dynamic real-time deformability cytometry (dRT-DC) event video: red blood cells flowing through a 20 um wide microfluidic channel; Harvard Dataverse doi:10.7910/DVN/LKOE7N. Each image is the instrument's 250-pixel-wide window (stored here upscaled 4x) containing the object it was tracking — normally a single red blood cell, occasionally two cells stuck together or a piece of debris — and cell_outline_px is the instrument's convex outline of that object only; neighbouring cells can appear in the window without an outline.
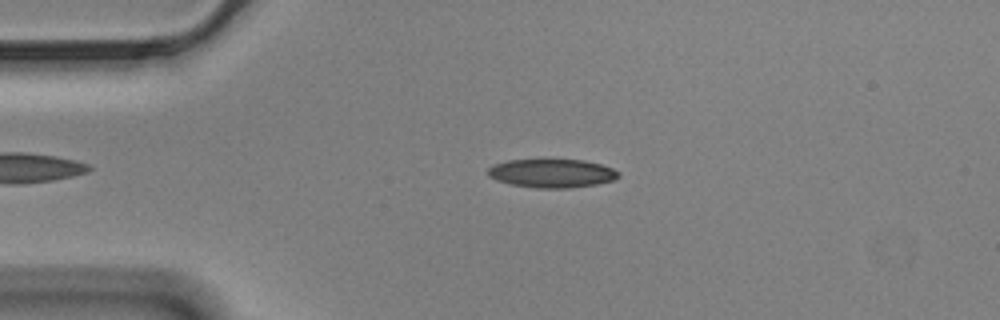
{"species": "Egyptian fruit bat (a non-hibernating species)", "species_latin": "Rousettus aegyptiacus", "temperature_condition": "cold", "stored_images_in_passage": 50, "camera_frame_rate_fps": 3000, "um_per_image_px": 0.085, "animal": {"sex": "male"}, "frame": {"image": 1, "passage_image": 6, "time_ms": 1.667, "image_size_px": [1000, 320], "cell_outline_px": [[620, 176], [612, 180], [596, 184], [568, 188], [536, 188], [512, 184], [488, 176], [488, 168], [492, 164], [508, 160], [544, 156], [584, 160], [600, 164], [612, 168], [620, 172]], "centroid_in_image_um": [46.89, 14.66], "position_along_channel_um": 38.1, "area_um2": 22.66}}
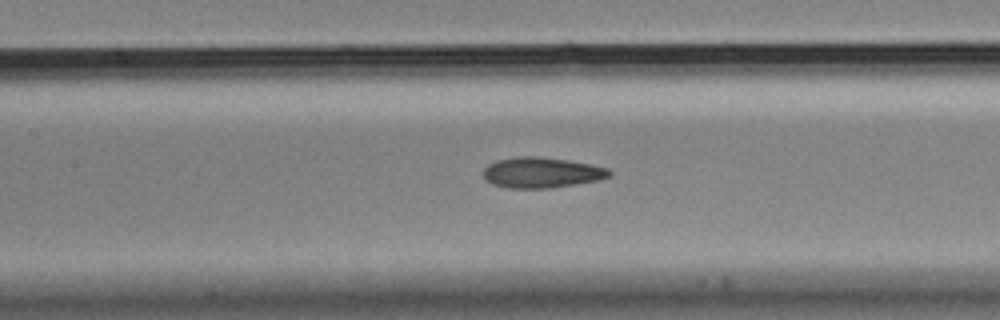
{"frame": {"image": 2, "passage_image": 19, "time_ms": 6.0, "image_size_px": [1000, 320], "cell_outline_px": [[612, 176], [596, 180], [548, 188], [508, 188], [492, 184], [484, 180], [484, 168], [488, 164], [496, 160], [520, 156], [536, 156], [568, 160], [608, 168], [612, 172]], "centroid_in_image_um": [45.99, 14.66], "position_along_channel_um": 161.4, "area_um2": 22.31}}
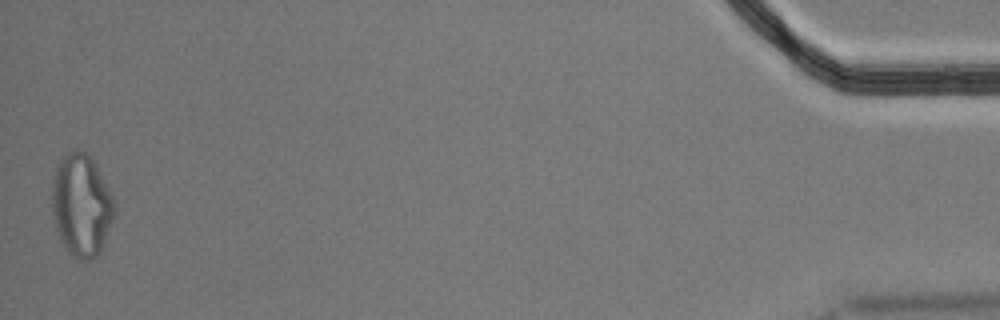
{"frame": {"image": 3, "passage_image": 50, "time_ms": 16.333, "image_size_px": [1000, 320], "cell_outline_px": [[116, 212], [104, 244], [100, 252], [96, 256], [88, 260], [76, 260], [64, 248], [60, 240], [56, 228], [52, 208], [52, 184], [56, 164], [68, 152], [76, 148], [84, 152], [92, 160], [108, 188], [112, 196], [116, 208]], "centroid_in_image_um": [6.91, 17.48], "position_along_channel_um": 428.3, "area_um2": 37.28}, "authors_computed_cell_mechanics": {"area_um2": 22.542, "velocity_mm_per_s": 3.4807, "shape_relaxation_time_tau1_ms": null, "shape_relaxation_time_tau2_ms": 2.9016, "deformation_change_tau1": null, "deformation_change_tau2": 0.092}}